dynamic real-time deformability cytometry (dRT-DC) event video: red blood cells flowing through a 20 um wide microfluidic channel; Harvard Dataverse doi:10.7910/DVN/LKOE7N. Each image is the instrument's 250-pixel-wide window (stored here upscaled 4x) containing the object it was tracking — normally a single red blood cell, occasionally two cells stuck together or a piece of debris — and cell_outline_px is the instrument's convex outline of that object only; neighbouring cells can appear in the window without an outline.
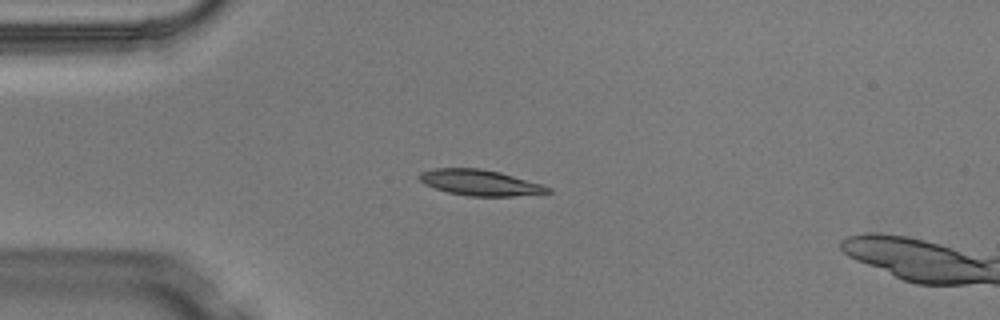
{"species": "Egyptian fruit bat (a non-hibernating species)", "species_latin": "Rousettus aegyptiacus", "temperature_condition": "warm", "stored_images_in_passage": 2, "camera_frame_rate_fps": 3000, "um_per_image_px": 0.085, "animal": {"sex": "male"}, "frame": {"image": 1, "passage_image": 1, "time_ms": 0.0, "image_size_px": [1000, 320], "cell_outline_px": [[552, 192], [512, 196], [468, 196], [448, 192], [424, 184], [420, 180], [420, 172], [436, 168], [480, 168], [500, 172], [540, 184], [552, 188]], "centroid_in_image_um": [40.8, 15.52], "position_along_channel_um": 44.2, "area_um2": 19.07}}